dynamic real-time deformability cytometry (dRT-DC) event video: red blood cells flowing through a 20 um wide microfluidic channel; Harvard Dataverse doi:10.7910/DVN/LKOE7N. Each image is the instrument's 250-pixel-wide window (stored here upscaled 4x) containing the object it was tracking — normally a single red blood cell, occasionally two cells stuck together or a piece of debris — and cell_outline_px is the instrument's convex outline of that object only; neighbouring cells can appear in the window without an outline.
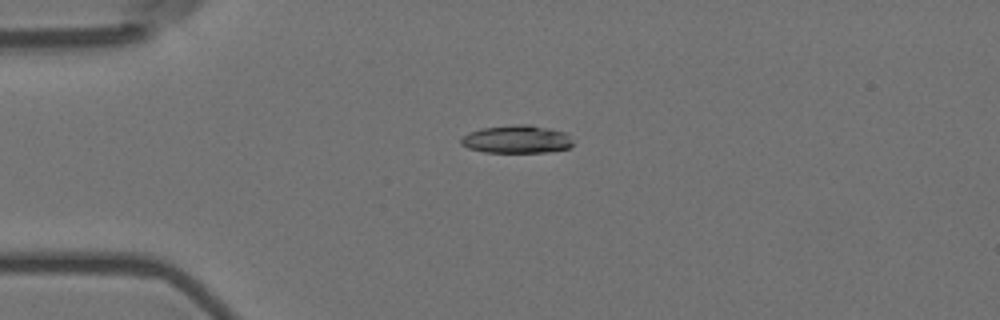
{"species": "Egyptian fruit bat (a non-hibernating species)", "species_latin": "Rousettus aegyptiacus", "temperature_condition": "room temperature", "stored_images_in_passage": 5, "camera_frame_rate_fps": 3000, "um_per_image_px": 0.085, "animal": {"sex": "female"}, "frame": {"image": 1, "passage_image": 4, "time_ms": 1.0, "image_size_px": [1000, 320], "cell_outline_px": [[572, 144], [568, 148], [548, 152], [484, 152], [468, 148], [460, 144], [460, 136], [468, 132], [480, 128], [520, 124], [532, 124], [564, 132], [572, 140]], "centroid_in_image_um": [43.86, 11.83], "position_along_channel_um": 41.1, "area_um2": 18.32}}